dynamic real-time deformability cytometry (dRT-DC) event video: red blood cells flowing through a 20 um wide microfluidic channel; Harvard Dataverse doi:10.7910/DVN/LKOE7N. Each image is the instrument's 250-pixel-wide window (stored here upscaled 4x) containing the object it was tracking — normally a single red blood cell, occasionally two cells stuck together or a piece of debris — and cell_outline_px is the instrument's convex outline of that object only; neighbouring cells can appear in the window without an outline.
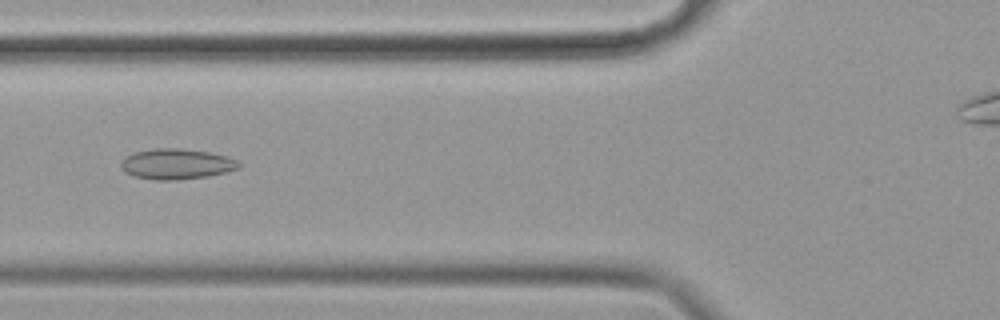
{"species": "common noctule bat (a hibernating species)", "species_latin": "Nyctalus noctula", "temperature_condition": "cold", "stored_images_in_passage": 38, "camera_frame_rate_fps": 3000, "um_per_image_px": 0.085, "animal": {"sex": "female", "body_mass_g": 19.9}, "frame": {"image": 1, "passage_image": 8, "time_ms": 2.333, "image_size_px": [1000, 320], "cell_outline_px": [[240, 168], [228, 172], [208, 176], [176, 180], [152, 180], [136, 176], [124, 172], [120, 164], [128, 156], [136, 152], [156, 148], [180, 148], [208, 152], [228, 156], [236, 160], [240, 164]], "centroid_in_image_um": [15.05, 13.95], "position_along_channel_um": 110.8, "area_um2": 20.87}}
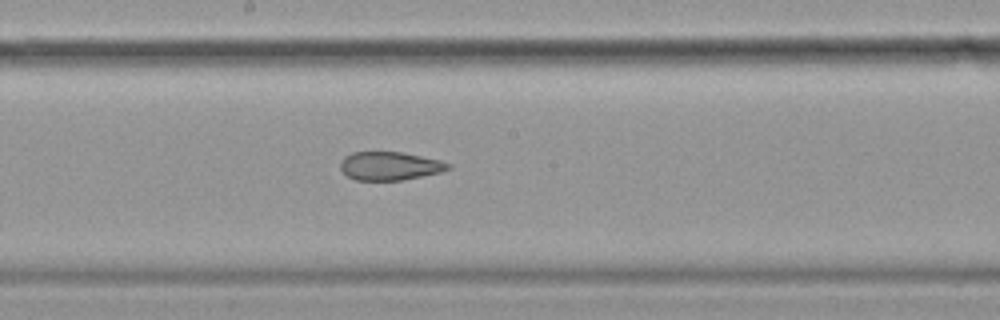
{"frame": {"image": 2, "passage_image": 17, "time_ms": 5.333, "image_size_px": [1000, 320], "cell_outline_px": [[452, 168], [440, 172], [400, 180], [356, 180], [348, 176], [340, 168], [340, 160], [344, 156], [352, 152], [404, 152], [440, 160], [452, 164]], "centroid_in_image_um": [33.13, 14.09], "position_along_channel_um": 215.1, "area_um2": 17.86}}
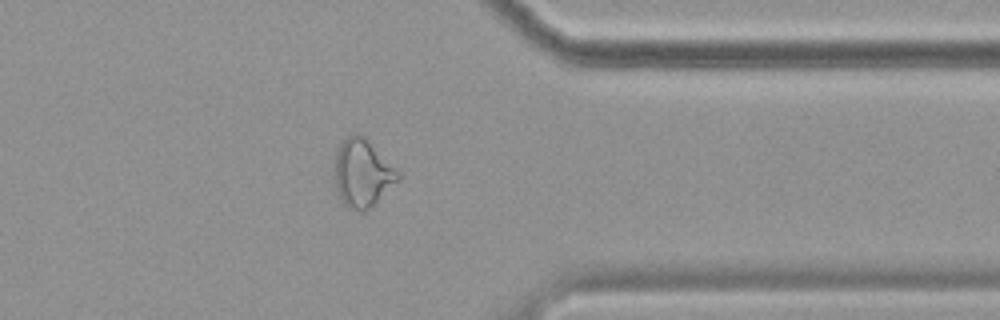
{"frame": {"image": 3, "passage_image": 32, "time_ms": 10.333, "image_size_px": [1000, 320], "cell_outline_px": [[400, 180], [364, 212], [360, 212], [348, 208], [340, 200], [336, 188], [336, 152], [340, 144], [352, 132], [356, 132], [364, 136], [400, 172]], "centroid_in_image_um": [30.82, 14.72], "position_along_channel_um": 380.6, "area_um2": 24.85}}